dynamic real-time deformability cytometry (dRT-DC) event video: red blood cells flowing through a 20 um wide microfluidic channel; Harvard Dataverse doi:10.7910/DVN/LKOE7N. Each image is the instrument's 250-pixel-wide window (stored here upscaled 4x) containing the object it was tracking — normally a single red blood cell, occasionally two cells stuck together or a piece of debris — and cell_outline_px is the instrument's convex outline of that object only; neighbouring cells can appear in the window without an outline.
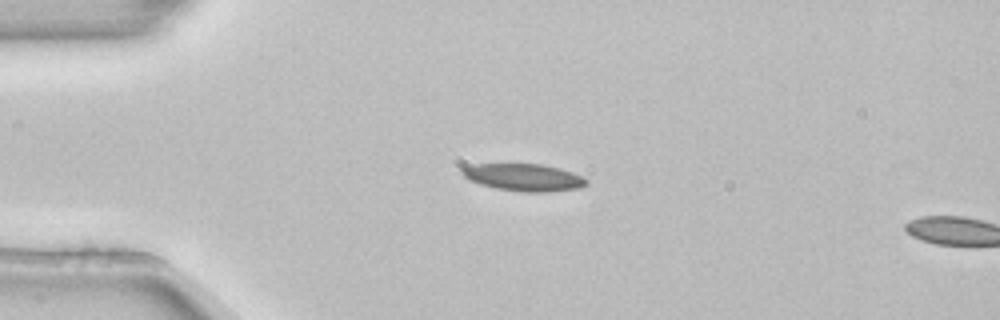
{"species": "common noctule bat (a hibernating species)", "species_latin": "Nyctalus noctula", "temperature_condition": "room temperature", "stored_images_in_passage": 2, "camera_frame_rate_fps": 3000, "um_per_image_px": 0.085, "animal": {"sex": "female", "body_mass_g": 22.7, "forearm_length_mm": 54.2}, "frame": {"image": 1, "passage_image": 1, "time_ms": 0.0, "image_size_px": [1000, 320], "cell_outline_px": [[588, 184], [580, 188], [548, 192], [524, 192], [496, 188], [480, 184], [468, 180], [460, 172], [460, 168], [476, 164], [540, 164], [560, 168], [572, 172], [588, 180]], "centroid_in_image_um": [44.52, 15.08], "position_along_channel_um": 40.5, "area_um2": 19.77}}